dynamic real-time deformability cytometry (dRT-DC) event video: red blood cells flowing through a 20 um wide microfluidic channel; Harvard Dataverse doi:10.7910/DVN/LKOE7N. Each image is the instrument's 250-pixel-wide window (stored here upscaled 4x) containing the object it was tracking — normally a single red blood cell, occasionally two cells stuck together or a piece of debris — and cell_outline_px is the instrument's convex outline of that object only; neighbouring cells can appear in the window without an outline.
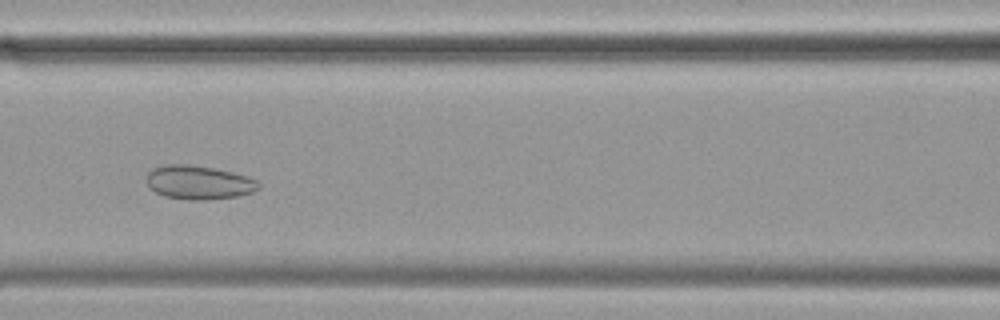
{"species": "common noctule bat (a hibernating species)", "species_latin": "Nyctalus noctula", "temperature_condition": "cold", "stored_images_in_passage": 55, "camera_frame_rate_fps": 3000, "um_per_image_px": 0.085, "animal": {"sex": "female", "body_mass_g": 19.9}, "frame": {"image": 1, "passage_image": 23, "time_ms": 7.333, "image_size_px": [1000, 320], "cell_outline_px": [[260, 188], [252, 192], [236, 196], [204, 200], [192, 200], [164, 196], [156, 192], [148, 184], [148, 172], [152, 168], [168, 164], [188, 164], [212, 168], [232, 172], [248, 176], [256, 180], [260, 184]], "centroid_in_image_um": [16.91, 15.5], "position_along_channel_um": 149.7, "area_um2": 21.85}}
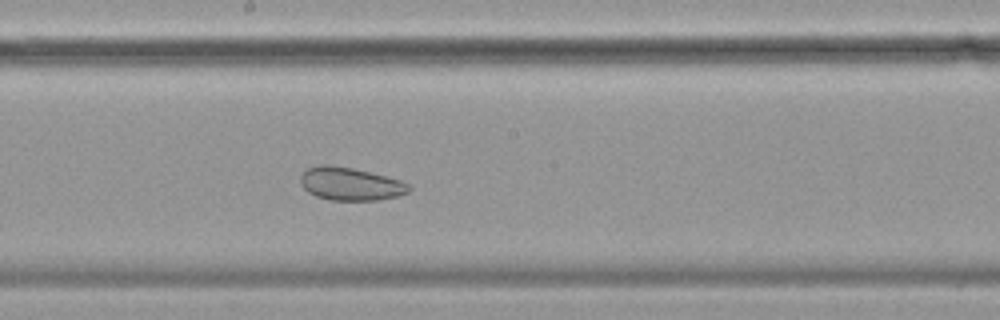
{"frame": {"image": 2, "passage_image": 29, "time_ms": 9.333, "image_size_px": [1000, 320], "cell_outline_px": [[412, 188], [408, 192], [396, 196], [380, 200], [328, 200], [316, 196], [308, 192], [304, 188], [300, 180], [300, 176], [308, 168], [320, 164], [324, 164], [352, 168], [400, 180], [408, 184]], "centroid_in_image_um": [29.77, 15.64], "position_along_channel_um": 218.4, "area_um2": 20.63}}
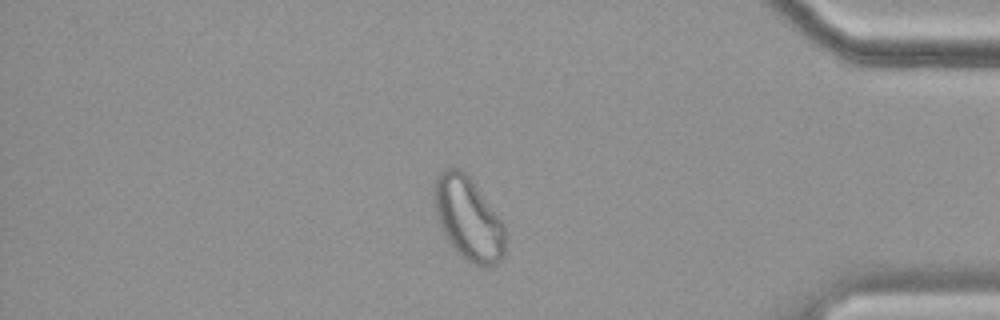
{"frame": {"image": 3, "passage_image": 47, "time_ms": 15.333, "image_size_px": [1000, 320], "cell_outline_px": [[504, 256], [496, 264], [484, 268], [460, 256], [456, 252], [444, 236], [436, 212], [432, 192], [436, 176], [444, 168], [460, 168], [468, 176], [504, 224]], "centroid_in_image_um": [39.77, 18.59], "position_along_channel_um": 395.4, "area_um2": 34.16}}